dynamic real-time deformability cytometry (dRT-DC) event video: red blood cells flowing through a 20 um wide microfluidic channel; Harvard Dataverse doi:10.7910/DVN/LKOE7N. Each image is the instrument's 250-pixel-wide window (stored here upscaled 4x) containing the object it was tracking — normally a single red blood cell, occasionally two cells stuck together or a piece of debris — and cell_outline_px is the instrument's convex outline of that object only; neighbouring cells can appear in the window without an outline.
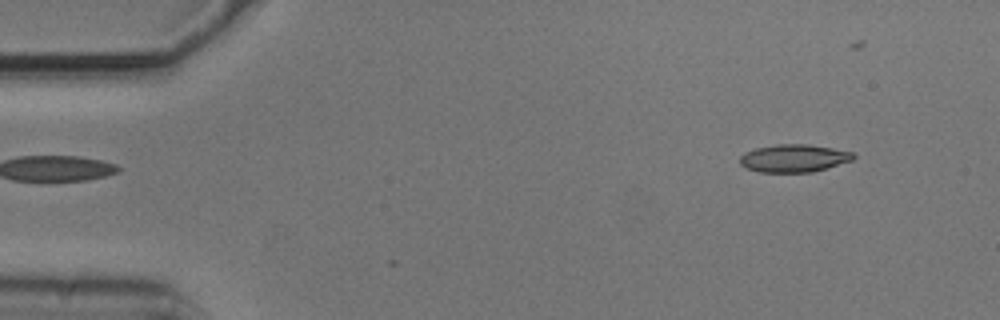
{"species": "common noctule bat (a hibernating species)", "species_latin": "Nyctalus noctula", "temperature_condition": "cold", "stored_images_in_passage": 4, "camera_frame_rate_fps": 3000, "um_per_image_px": 0.085, "animal": {"sex": "male", "body_mass_g": 20.5, "forearm_length_mm": 52.5}, "frame": {"image": 1, "passage_image": 1, "time_ms": 0.0, "image_size_px": [1000, 320], "cell_outline_px": [[856, 156], [852, 160], [812, 172], [760, 172], [744, 168], [740, 164], [740, 156], [744, 152], [756, 148], [776, 144], [808, 144], [832, 148], [852, 152]], "centroid_in_image_um": [67.44, 13.45], "position_along_channel_um": 17.6, "area_um2": 18.32}}